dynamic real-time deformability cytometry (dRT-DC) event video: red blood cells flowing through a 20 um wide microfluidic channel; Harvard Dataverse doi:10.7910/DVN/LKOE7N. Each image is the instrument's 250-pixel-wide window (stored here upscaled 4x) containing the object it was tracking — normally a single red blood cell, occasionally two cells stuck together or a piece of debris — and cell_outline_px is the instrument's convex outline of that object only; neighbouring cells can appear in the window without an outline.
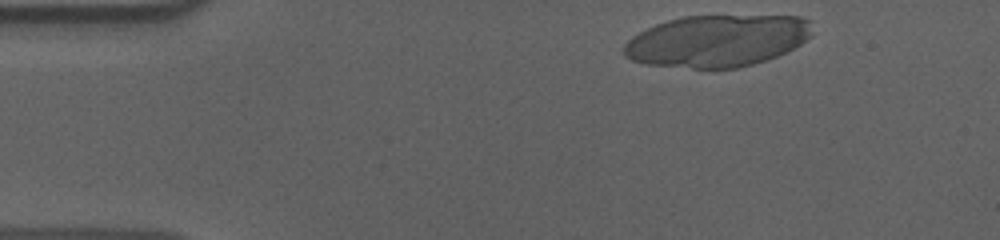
{"species": "human", "species_latin": "Homo sapiens", "temperature_condition": "cold", "stored_images_in_passage": 35, "camera_frame_rate_fps": 3000, "um_per_image_px": 0.085, "donor": {"sex": "male"}, "frame": {"image": 1, "passage_image": 1, "time_ms": 0.0, "image_size_px": [1000, 240], "cell_outline_px": [[812, 36], [800, 44], [776, 56], [752, 64], [736, 68], [692, 68], [648, 64], [632, 60], [624, 56], [624, 44], [632, 36], [656, 24], [668, 20], [684, 16], [800, 16], [812, 20]], "centroid_in_image_um": [60.98, 3.46], "position_along_channel_um": 24.0, "area_um2": 56.82}}
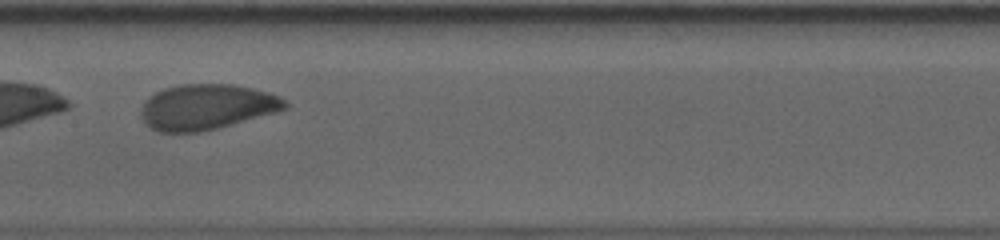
{"frame": {"image": 2, "passage_image": 22, "time_ms": 7.0, "image_size_px": [1000, 240], "cell_outline_px": [[288, 108], [280, 112], [200, 132], [160, 132], [152, 128], [140, 116], [140, 108], [144, 100], [148, 96], [164, 88], [180, 84], [232, 84], [252, 88], [268, 92], [280, 96], [288, 104]], "centroid_in_image_um": [17.58, 9.08], "position_along_channel_um": 189.8, "area_um2": 38.38}}
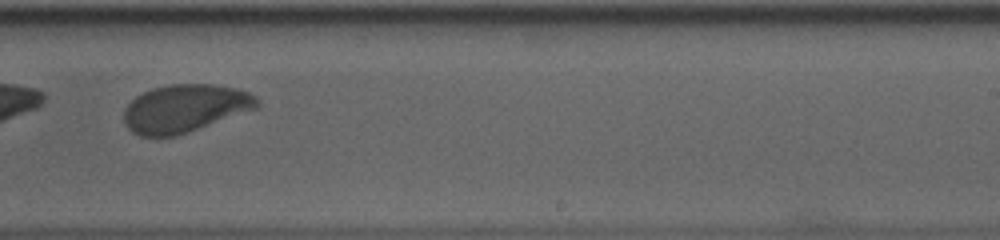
{"frame": {"image": 3, "passage_image": 29, "time_ms": 9.333, "image_size_px": [1000, 240], "cell_outline_px": [[260, 108], [176, 136], [140, 136], [132, 132], [128, 128], [124, 120], [124, 108], [136, 96], [152, 88], [172, 84], [212, 84], [236, 88], [248, 92], [256, 96], [260, 100]], "centroid_in_image_um": [15.76, 9.21], "position_along_channel_um": 273.2, "area_um2": 37.34}}